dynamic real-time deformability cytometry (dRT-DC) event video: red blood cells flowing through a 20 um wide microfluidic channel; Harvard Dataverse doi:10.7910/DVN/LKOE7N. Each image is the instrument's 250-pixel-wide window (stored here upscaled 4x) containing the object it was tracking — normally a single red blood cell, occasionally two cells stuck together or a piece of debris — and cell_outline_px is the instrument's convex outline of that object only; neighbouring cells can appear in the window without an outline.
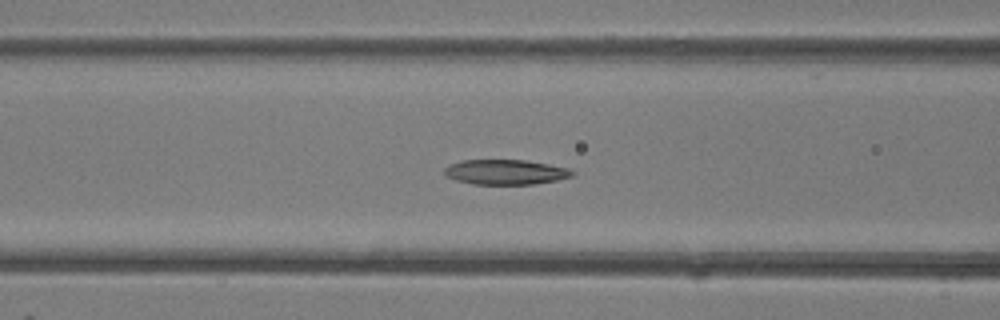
{"species": "common noctule bat (a hibernating species)", "species_latin": "Nyctalus noctula", "temperature_condition": "room temperature", "stored_images_in_passage": 40, "camera_frame_rate_fps": 3000, "um_per_image_px": 0.085, "animal": {"sex": "female"}, "frame": {"image": 1, "passage_image": 16, "time_ms": 5.0, "image_size_px": [1000, 320], "cell_outline_px": [[576, 172], [572, 176], [556, 180], [532, 184], [472, 184], [456, 180], [444, 176], [444, 168], [460, 160], [524, 160], [548, 164], [568, 168]], "centroid_in_image_um": [42.95, 14.62], "position_along_channel_um": 123.7, "area_um2": 18.55}}
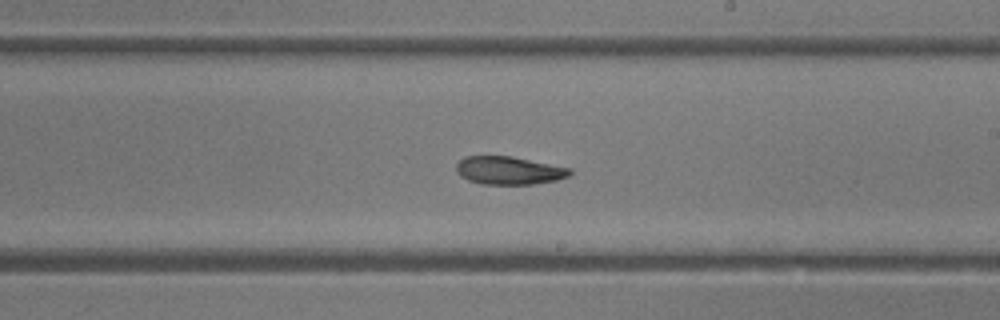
{"frame": {"image": 2, "passage_image": 23, "time_ms": 7.333, "image_size_px": [1000, 320], "cell_outline_px": [[572, 172], [568, 176], [556, 180], [532, 184], [480, 184], [468, 180], [460, 176], [456, 172], [456, 164], [464, 156], [512, 156], [572, 168]], "centroid_in_image_um": [43.24, 14.48], "position_along_channel_um": 245.8, "area_um2": 18.67}}
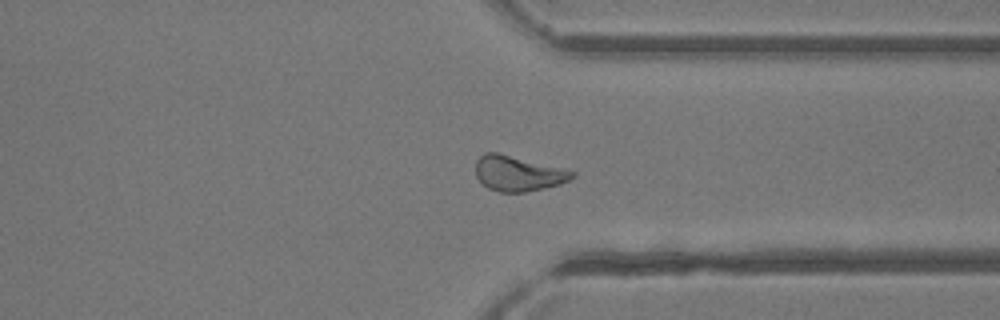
{"frame": {"image": 3, "passage_image": 30, "time_ms": 9.667, "image_size_px": [1000, 320], "cell_outline_px": [[576, 176], [560, 184], [544, 188], [524, 192], [500, 192], [488, 188], [476, 176], [476, 160], [484, 152], [496, 152], [576, 172]], "centroid_in_image_um": [44.01, 14.75], "position_along_channel_um": 367.4, "area_um2": 19.48}}